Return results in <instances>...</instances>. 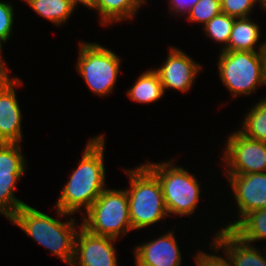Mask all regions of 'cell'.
I'll return each mask as SVG.
<instances>
[{
    "instance_id": "cell-1",
    "label": "cell",
    "mask_w": 266,
    "mask_h": 266,
    "mask_svg": "<svg viewBox=\"0 0 266 266\" xmlns=\"http://www.w3.org/2000/svg\"><path fill=\"white\" fill-rule=\"evenodd\" d=\"M105 137H91L82 151L78 167L74 169L69 180L62 187L56 202L57 217H69V214L82 213L91 207L106 189V169L104 163Z\"/></svg>"
},
{
    "instance_id": "cell-2",
    "label": "cell",
    "mask_w": 266,
    "mask_h": 266,
    "mask_svg": "<svg viewBox=\"0 0 266 266\" xmlns=\"http://www.w3.org/2000/svg\"><path fill=\"white\" fill-rule=\"evenodd\" d=\"M71 216L69 214L67 222H62L25 204L9 221L70 266L74 257L77 226H82L77 225Z\"/></svg>"
},
{
    "instance_id": "cell-3",
    "label": "cell",
    "mask_w": 266,
    "mask_h": 266,
    "mask_svg": "<svg viewBox=\"0 0 266 266\" xmlns=\"http://www.w3.org/2000/svg\"><path fill=\"white\" fill-rule=\"evenodd\" d=\"M129 177L126 189L132 230H140L168 217L158 178L144 165L125 170Z\"/></svg>"
},
{
    "instance_id": "cell-4",
    "label": "cell",
    "mask_w": 266,
    "mask_h": 266,
    "mask_svg": "<svg viewBox=\"0 0 266 266\" xmlns=\"http://www.w3.org/2000/svg\"><path fill=\"white\" fill-rule=\"evenodd\" d=\"M144 165L158 178L168 215L194 214L200 199V183L195 175L168 160L160 163L146 161Z\"/></svg>"
},
{
    "instance_id": "cell-5",
    "label": "cell",
    "mask_w": 266,
    "mask_h": 266,
    "mask_svg": "<svg viewBox=\"0 0 266 266\" xmlns=\"http://www.w3.org/2000/svg\"><path fill=\"white\" fill-rule=\"evenodd\" d=\"M82 216V227L95 235L118 239L132 231L126 189L106 188Z\"/></svg>"
},
{
    "instance_id": "cell-6",
    "label": "cell",
    "mask_w": 266,
    "mask_h": 266,
    "mask_svg": "<svg viewBox=\"0 0 266 266\" xmlns=\"http://www.w3.org/2000/svg\"><path fill=\"white\" fill-rule=\"evenodd\" d=\"M218 57L219 78L234 98L266 85L261 52L220 51Z\"/></svg>"
},
{
    "instance_id": "cell-7",
    "label": "cell",
    "mask_w": 266,
    "mask_h": 266,
    "mask_svg": "<svg viewBox=\"0 0 266 266\" xmlns=\"http://www.w3.org/2000/svg\"><path fill=\"white\" fill-rule=\"evenodd\" d=\"M76 70L97 96L112 93L120 72V57L99 43L80 42Z\"/></svg>"
},
{
    "instance_id": "cell-8",
    "label": "cell",
    "mask_w": 266,
    "mask_h": 266,
    "mask_svg": "<svg viewBox=\"0 0 266 266\" xmlns=\"http://www.w3.org/2000/svg\"><path fill=\"white\" fill-rule=\"evenodd\" d=\"M227 140L222 154L225 175L266 172V142L248 138L239 130Z\"/></svg>"
},
{
    "instance_id": "cell-9",
    "label": "cell",
    "mask_w": 266,
    "mask_h": 266,
    "mask_svg": "<svg viewBox=\"0 0 266 266\" xmlns=\"http://www.w3.org/2000/svg\"><path fill=\"white\" fill-rule=\"evenodd\" d=\"M20 146L19 143H0V214L8 220L26 204L14 194L17 182L27 169Z\"/></svg>"
},
{
    "instance_id": "cell-10",
    "label": "cell",
    "mask_w": 266,
    "mask_h": 266,
    "mask_svg": "<svg viewBox=\"0 0 266 266\" xmlns=\"http://www.w3.org/2000/svg\"><path fill=\"white\" fill-rule=\"evenodd\" d=\"M231 187L239 217L223 226L231 230L245 215L254 210L266 208V172L226 175Z\"/></svg>"
},
{
    "instance_id": "cell-11",
    "label": "cell",
    "mask_w": 266,
    "mask_h": 266,
    "mask_svg": "<svg viewBox=\"0 0 266 266\" xmlns=\"http://www.w3.org/2000/svg\"><path fill=\"white\" fill-rule=\"evenodd\" d=\"M116 240L92 234L80 226L70 266H118L115 254L117 250L114 246Z\"/></svg>"
},
{
    "instance_id": "cell-12",
    "label": "cell",
    "mask_w": 266,
    "mask_h": 266,
    "mask_svg": "<svg viewBox=\"0 0 266 266\" xmlns=\"http://www.w3.org/2000/svg\"><path fill=\"white\" fill-rule=\"evenodd\" d=\"M165 60L161 67L154 68L159 75L164 93L166 89H175L183 93L191 90L202 66L176 47H170Z\"/></svg>"
},
{
    "instance_id": "cell-13",
    "label": "cell",
    "mask_w": 266,
    "mask_h": 266,
    "mask_svg": "<svg viewBox=\"0 0 266 266\" xmlns=\"http://www.w3.org/2000/svg\"><path fill=\"white\" fill-rule=\"evenodd\" d=\"M133 252L136 266H181L182 262L173 230L137 245Z\"/></svg>"
},
{
    "instance_id": "cell-14",
    "label": "cell",
    "mask_w": 266,
    "mask_h": 266,
    "mask_svg": "<svg viewBox=\"0 0 266 266\" xmlns=\"http://www.w3.org/2000/svg\"><path fill=\"white\" fill-rule=\"evenodd\" d=\"M18 77L0 86V143H19L23 140L22 111L16 96L21 85Z\"/></svg>"
},
{
    "instance_id": "cell-15",
    "label": "cell",
    "mask_w": 266,
    "mask_h": 266,
    "mask_svg": "<svg viewBox=\"0 0 266 266\" xmlns=\"http://www.w3.org/2000/svg\"><path fill=\"white\" fill-rule=\"evenodd\" d=\"M252 18H235L227 47L223 51H253L261 52L265 41L258 43L261 33L258 24ZM256 45H258V50Z\"/></svg>"
},
{
    "instance_id": "cell-16",
    "label": "cell",
    "mask_w": 266,
    "mask_h": 266,
    "mask_svg": "<svg viewBox=\"0 0 266 266\" xmlns=\"http://www.w3.org/2000/svg\"><path fill=\"white\" fill-rule=\"evenodd\" d=\"M146 3V0H96L94 10L99 12L101 25L108 26L111 23L132 20Z\"/></svg>"
},
{
    "instance_id": "cell-17",
    "label": "cell",
    "mask_w": 266,
    "mask_h": 266,
    "mask_svg": "<svg viewBox=\"0 0 266 266\" xmlns=\"http://www.w3.org/2000/svg\"><path fill=\"white\" fill-rule=\"evenodd\" d=\"M127 96L131 101L145 104L160 100L164 96V90L158 73L154 69L142 73L128 89Z\"/></svg>"
},
{
    "instance_id": "cell-18",
    "label": "cell",
    "mask_w": 266,
    "mask_h": 266,
    "mask_svg": "<svg viewBox=\"0 0 266 266\" xmlns=\"http://www.w3.org/2000/svg\"><path fill=\"white\" fill-rule=\"evenodd\" d=\"M231 231L247 243L266 240V208L245 215Z\"/></svg>"
},
{
    "instance_id": "cell-19",
    "label": "cell",
    "mask_w": 266,
    "mask_h": 266,
    "mask_svg": "<svg viewBox=\"0 0 266 266\" xmlns=\"http://www.w3.org/2000/svg\"><path fill=\"white\" fill-rule=\"evenodd\" d=\"M37 15L46 18L54 25L61 26L76 10L70 0H31L27 3Z\"/></svg>"
},
{
    "instance_id": "cell-20",
    "label": "cell",
    "mask_w": 266,
    "mask_h": 266,
    "mask_svg": "<svg viewBox=\"0 0 266 266\" xmlns=\"http://www.w3.org/2000/svg\"><path fill=\"white\" fill-rule=\"evenodd\" d=\"M245 115L239 131L248 138L266 142V98L259 99Z\"/></svg>"
},
{
    "instance_id": "cell-21",
    "label": "cell",
    "mask_w": 266,
    "mask_h": 266,
    "mask_svg": "<svg viewBox=\"0 0 266 266\" xmlns=\"http://www.w3.org/2000/svg\"><path fill=\"white\" fill-rule=\"evenodd\" d=\"M234 21V17L221 12L203 26L204 33L208 37L217 43H224L221 51H223L228 45Z\"/></svg>"
},
{
    "instance_id": "cell-22",
    "label": "cell",
    "mask_w": 266,
    "mask_h": 266,
    "mask_svg": "<svg viewBox=\"0 0 266 266\" xmlns=\"http://www.w3.org/2000/svg\"><path fill=\"white\" fill-rule=\"evenodd\" d=\"M220 13V0H198V2L191 7L185 15H187L186 17L189 22L201 23L204 26L214 16Z\"/></svg>"
},
{
    "instance_id": "cell-23",
    "label": "cell",
    "mask_w": 266,
    "mask_h": 266,
    "mask_svg": "<svg viewBox=\"0 0 266 266\" xmlns=\"http://www.w3.org/2000/svg\"><path fill=\"white\" fill-rule=\"evenodd\" d=\"M260 0H220L221 12L234 18L250 17L255 5Z\"/></svg>"
},
{
    "instance_id": "cell-24",
    "label": "cell",
    "mask_w": 266,
    "mask_h": 266,
    "mask_svg": "<svg viewBox=\"0 0 266 266\" xmlns=\"http://www.w3.org/2000/svg\"><path fill=\"white\" fill-rule=\"evenodd\" d=\"M14 9L9 2L0 1V42L6 43L13 33Z\"/></svg>"
},
{
    "instance_id": "cell-25",
    "label": "cell",
    "mask_w": 266,
    "mask_h": 266,
    "mask_svg": "<svg viewBox=\"0 0 266 266\" xmlns=\"http://www.w3.org/2000/svg\"><path fill=\"white\" fill-rule=\"evenodd\" d=\"M224 255L226 258L213 253H205L204 251L199 250V252L195 254L194 260L196 266H232L227 254Z\"/></svg>"
},
{
    "instance_id": "cell-26",
    "label": "cell",
    "mask_w": 266,
    "mask_h": 266,
    "mask_svg": "<svg viewBox=\"0 0 266 266\" xmlns=\"http://www.w3.org/2000/svg\"><path fill=\"white\" fill-rule=\"evenodd\" d=\"M168 5L170 6V10L173 15L174 13L177 14L176 16H185L188 10L193 7L198 0H168Z\"/></svg>"
},
{
    "instance_id": "cell-27",
    "label": "cell",
    "mask_w": 266,
    "mask_h": 266,
    "mask_svg": "<svg viewBox=\"0 0 266 266\" xmlns=\"http://www.w3.org/2000/svg\"><path fill=\"white\" fill-rule=\"evenodd\" d=\"M2 43L0 42V86L4 85L5 83L9 82L13 77H10V75H8V73L10 72V70H8L9 68H7L6 61L3 60V56H2ZM8 72V73H7ZM10 77V78H9Z\"/></svg>"
},
{
    "instance_id": "cell-28",
    "label": "cell",
    "mask_w": 266,
    "mask_h": 266,
    "mask_svg": "<svg viewBox=\"0 0 266 266\" xmlns=\"http://www.w3.org/2000/svg\"><path fill=\"white\" fill-rule=\"evenodd\" d=\"M72 7L75 10L78 4L84 5L88 9H95L96 0H70Z\"/></svg>"
},
{
    "instance_id": "cell-29",
    "label": "cell",
    "mask_w": 266,
    "mask_h": 266,
    "mask_svg": "<svg viewBox=\"0 0 266 266\" xmlns=\"http://www.w3.org/2000/svg\"><path fill=\"white\" fill-rule=\"evenodd\" d=\"M262 57H263V69H264V80L266 83V41H265V45L261 51Z\"/></svg>"
},
{
    "instance_id": "cell-30",
    "label": "cell",
    "mask_w": 266,
    "mask_h": 266,
    "mask_svg": "<svg viewBox=\"0 0 266 266\" xmlns=\"http://www.w3.org/2000/svg\"><path fill=\"white\" fill-rule=\"evenodd\" d=\"M261 8H263L266 11V0H260V4Z\"/></svg>"
},
{
    "instance_id": "cell-31",
    "label": "cell",
    "mask_w": 266,
    "mask_h": 266,
    "mask_svg": "<svg viewBox=\"0 0 266 266\" xmlns=\"http://www.w3.org/2000/svg\"><path fill=\"white\" fill-rule=\"evenodd\" d=\"M29 3L31 0H22V2Z\"/></svg>"
}]
</instances>
